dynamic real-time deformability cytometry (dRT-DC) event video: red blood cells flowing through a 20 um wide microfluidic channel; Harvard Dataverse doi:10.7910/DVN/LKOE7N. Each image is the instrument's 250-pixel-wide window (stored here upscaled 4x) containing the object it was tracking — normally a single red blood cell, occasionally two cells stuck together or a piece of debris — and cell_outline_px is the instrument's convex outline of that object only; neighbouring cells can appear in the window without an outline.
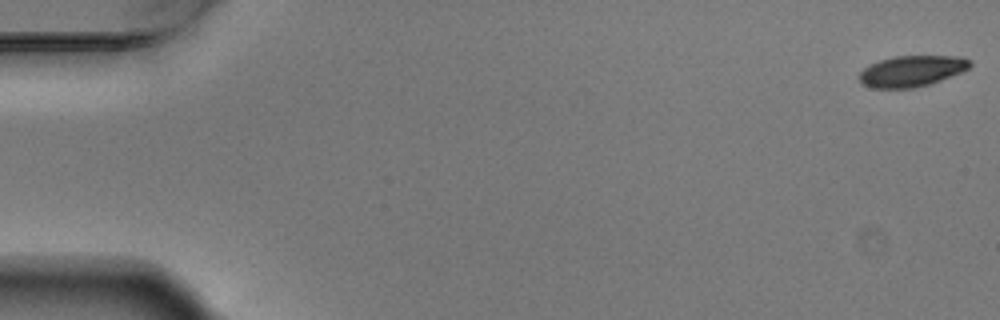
{"species": "Egyptian fruit bat (a non-hibernating species)", "species_latin": "Rousettus aegyptiacus", "temperature_condition": "warm", "stored_images_in_passage": 5, "segment_of_instrument_passage": [2, 2], "camera_frame_rate_fps": 3000, "um_per_image_px": 0.085, "animal": {"sex": "male"}, "frame": {"image": 1, "passage_image": 5, "time_ms": 1.333, "image_size_px": [1000, 320], "cell_outline_px": [[972, 64], [968, 68], [960, 72], [940, 80], [928, 84], [912, 88], [872, 88], [860, 84], [860, 72], [864, 68], [880, 60], [896, 56], [960, 56], [968, 60]], "centroid_in_image_um": [77.46, 6.04], "position_along_channel_um": 7.5, "area_um2": 19.71}}